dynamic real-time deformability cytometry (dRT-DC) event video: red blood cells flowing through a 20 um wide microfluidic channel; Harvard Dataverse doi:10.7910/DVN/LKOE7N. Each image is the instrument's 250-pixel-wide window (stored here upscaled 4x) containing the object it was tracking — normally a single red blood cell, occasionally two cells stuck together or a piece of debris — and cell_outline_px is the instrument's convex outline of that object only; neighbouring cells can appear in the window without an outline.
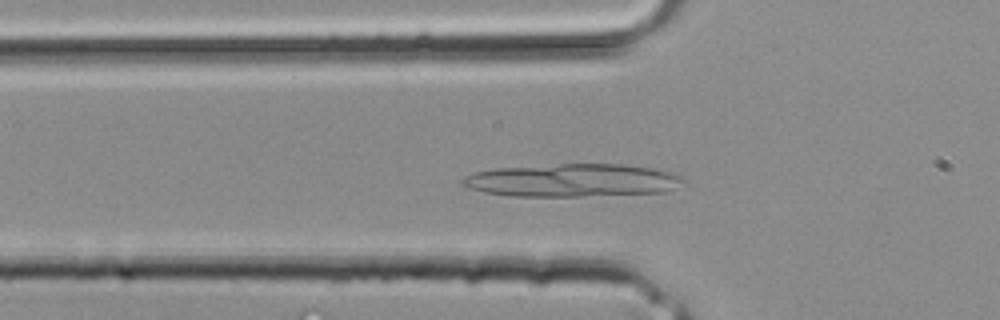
{"species": "common noctule bat (a hibernating species)", "species_latin": "Nyctalus noctula", "temperature_condition": "room temperature", "stored_images_in_passage": 10, "camera_frame_rate_fps": 3000, "um_per_image_px": 0.085, "animal": {"sex": "male", "body_mass_g": 20.4}, "frame": {"image": 1, "passage_image": 9, "time_ms": 2.667, "image_size_px": [1000, 320], "cell_outline_px": [[684, 180], [672, 188], [664, 192], [584, 196], [512, 196], [484, 192], [468, 188], [460, 184], [460, 180], [464, 176], [476, 172], [496, 168], [560, 164], [624, 164], [652, 168], [676, 172]], "centroid_in_image_um": [48.62, 15.32], "position_along_channel_um": 77.2, "area_um2": 42.37}}